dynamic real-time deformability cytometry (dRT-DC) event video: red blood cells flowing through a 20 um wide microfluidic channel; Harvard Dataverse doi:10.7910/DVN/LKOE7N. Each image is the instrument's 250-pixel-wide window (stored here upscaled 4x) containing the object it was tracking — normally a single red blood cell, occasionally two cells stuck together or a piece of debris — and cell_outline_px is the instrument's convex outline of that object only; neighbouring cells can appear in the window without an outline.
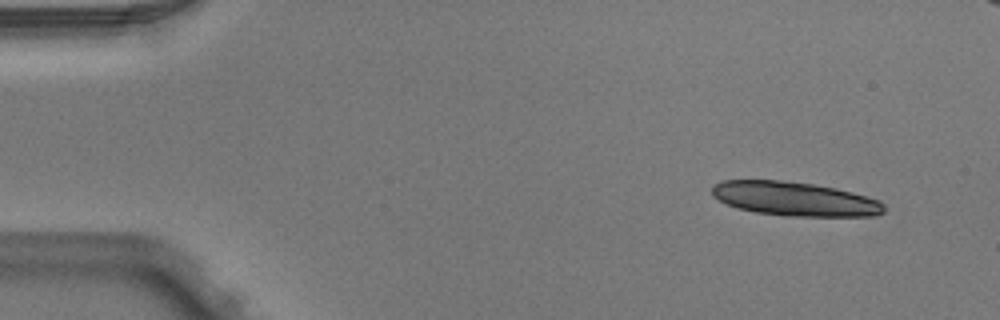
{"species": "Egyptian fruit bat (a non-hibernating species)", "species_latin": "Rousettus aegyptiacus", "temperature_condition": "warm", "stored_images_in_passage": 7, "camera_frame_rate_fps": 3000, "um_per_image_px": 0.085, "animal": {"sex": "male"}, "frame": {"image": 1, "passage_image": 7, "time_ms": 2.0, "image_size_px": [1000, 320], "cell_outline_px": [[884, 212], [876, 216], [784, 216], [756, 212], [736, 208], [712, 196], [712, 184], [720, 180], [780, 180], [812, 184], [836, 188], [852, 192], [880, 200], [884, 204]], "centroid_in_image_um": [67.54, 16.9], "position_along_channel_um": 17.5, "area_um2": 34.28}}